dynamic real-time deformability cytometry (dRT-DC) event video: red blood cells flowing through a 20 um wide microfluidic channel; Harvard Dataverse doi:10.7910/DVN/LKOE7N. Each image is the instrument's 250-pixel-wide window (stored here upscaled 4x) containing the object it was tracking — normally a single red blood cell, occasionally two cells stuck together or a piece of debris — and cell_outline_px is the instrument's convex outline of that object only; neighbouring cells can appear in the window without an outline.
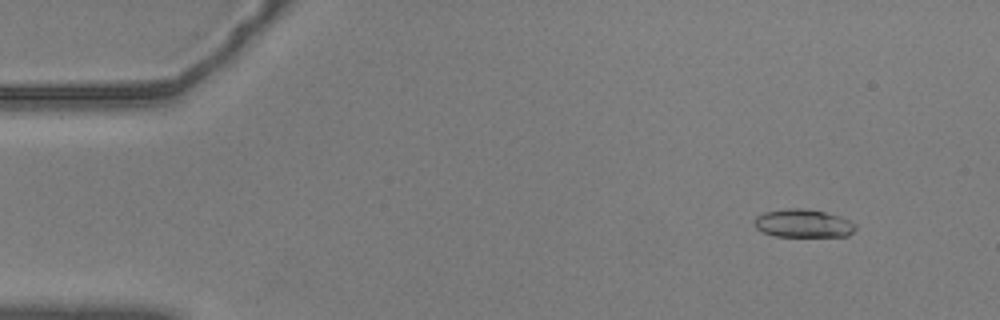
{"species": "common noctule bat (a hibernating species)", "species_latin": "Nyctalus noctula", "temperature_condition": "warm", "stored_images_in_passage": 57, "camera_frame_rate_fps": 3000, "um_per_image_px": 0.085, "animal": {"sex": "male", "body_mass_g": 20.5, "forearm_length_mm": 52.5}, "frame": {"image": 1, "passage_image": 6, "time_ms": 1.667, "image_size_px": [1000, 320], "cell_outline_px": [[856, 228], [848, 236], [776, 236], [764, 232], [756, 228], [752, 220], [756, 216], [764, 212], [788, 208], [808, 208], [840, 216], [856, 224]], "centroid_in_image_um": [68.25, 18.98], "position_along_channel_um": 16.7, "area_um2": 16.65}}
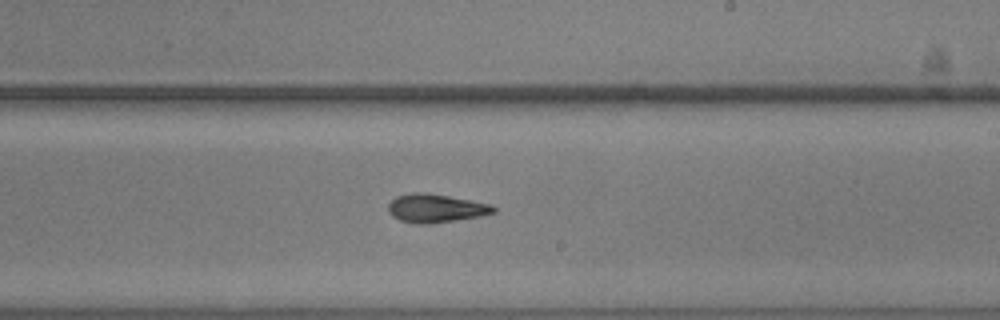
{"frame": {"image": 2, "passage_image": 34, "time_ms": 11.0, "image_size_px": [1000, 320], "cell_outline_px": [[496, 212], [480, 216], [456, 220], [428, 224], [416, 224], [400, 220], [392, 216], [388, 212], [388, 204], [396, 196], [412, 192], [424, 192], [448, 196], [492, 204], [496, 208]], "centroid_in_image_um": [37.02, 17.7], "position_along_channel_um": 252.0, "area_um2": 17.51}}
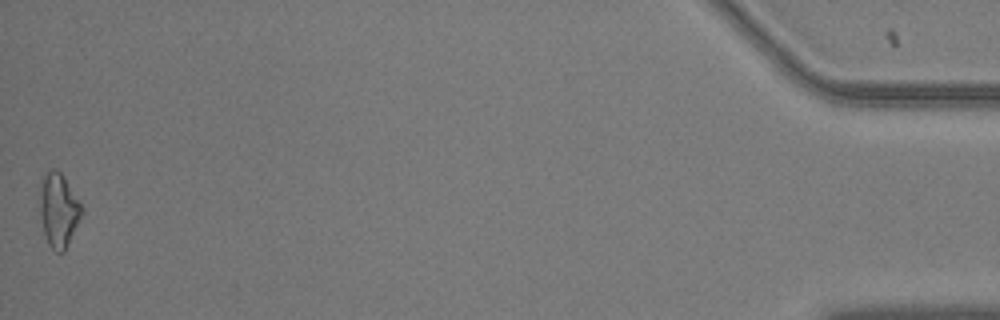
{"frame": {"image": 3, "passage_image": 57, "time_ms": 18.667, "image_size_px": [1000, 320], "cell_outline_px": [[84, 212], [64, 252], [56, 252], [48, 244], [44, 232], [40, 216], [40, 192], [44, 176], [48, 168], [56, 168], [64, 176], [80, 204]], "centroid_in_image_um": [4.98, 17.86], "position_along_channel_um": 430.2, "area_um2": 17.86}, "authors_computed_cell_mechanics": {"area_um2": 16.8776, "velocity_mm_per_s": 3.5828, "shape_relaxation_time_tau1_ms": null, "shape_relaxation_time_tau2_ms": 5.1915, "deformation_change_tau1": null, "deformation_change_tau2": 0.1399}}